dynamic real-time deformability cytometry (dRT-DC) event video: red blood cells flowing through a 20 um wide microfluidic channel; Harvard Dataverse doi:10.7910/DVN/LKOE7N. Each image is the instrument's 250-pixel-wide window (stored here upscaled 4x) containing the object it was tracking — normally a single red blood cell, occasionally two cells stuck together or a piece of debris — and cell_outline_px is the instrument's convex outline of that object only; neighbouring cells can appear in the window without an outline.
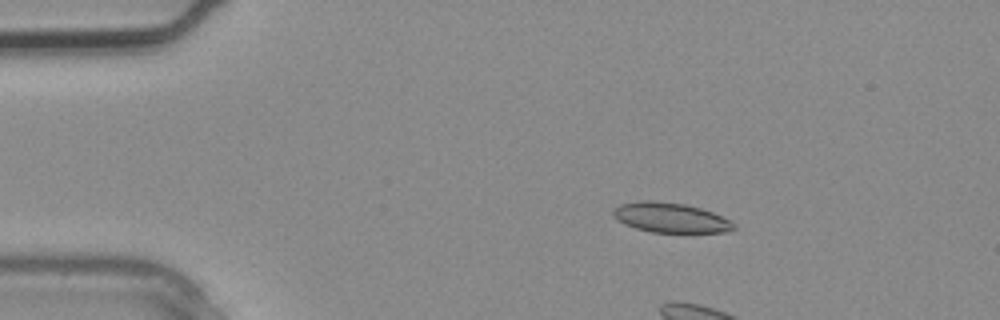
{"species": "common noctule bat (a hibernating species)", "species_latin": "Nyctalus noctula", "temperature_condition": "warm", "stored_images_in_passage": 2, "camera_frame_rate_fps": 3000, "um_per_image_px": 0.085, "animal": {"sex": "male", "body_mass_g": 20.4}, "frame": {"image": 1, "passage_image": 1, "time_ms": 0.0, "image_size_px": [1000, 320], "cell_outline_px": [[736, 228], [728, 232], [652, 232], [636, 228], [624, 224], [612, 212], [612, 208], [620, 204], [636, 200], [656, 200], [684, 204], [700, 208], [712, 212], [732, 220], [736, 224]], "centroid_in_image_um": [57.02, 18.49], "position_along_channel_um": 28.0, "area_um2": 21.1}}